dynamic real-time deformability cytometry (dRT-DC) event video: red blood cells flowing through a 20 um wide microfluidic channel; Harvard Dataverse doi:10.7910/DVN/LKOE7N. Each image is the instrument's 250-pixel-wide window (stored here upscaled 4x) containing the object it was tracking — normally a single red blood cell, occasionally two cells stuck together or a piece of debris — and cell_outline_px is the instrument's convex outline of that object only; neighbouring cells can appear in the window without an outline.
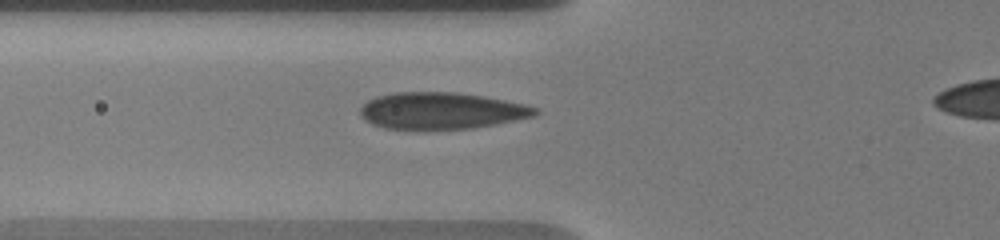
{"species": "human", "species_latin": "Homo sapiens", "temperature_condition": "warm", "stored_images_in_passage": 5, "camera_frame_rate_fps": 3000, "um_per_image_px": 0.085, "donor": {"sex": "male"}, "frame": {"image": 1, "passage_image": 5, "time_ms": 3.0, "image_size_px": [1000, 240], "cell_outline_px": [[540, 112], [536, 116], [496, 124], [472, 128], [424, 132], [416, 132], [384, 128], [372, 124], [364, 120], [360, 116], [360, 108], [368, 100], [376, 96], [396, 92], [456, 92], [484, 96], [528, 104], [540, 108]], "centroid_in_image_um": [37.52, 9.45], "position_along_channel_um": 88.3, "area_um2": 38.84}}